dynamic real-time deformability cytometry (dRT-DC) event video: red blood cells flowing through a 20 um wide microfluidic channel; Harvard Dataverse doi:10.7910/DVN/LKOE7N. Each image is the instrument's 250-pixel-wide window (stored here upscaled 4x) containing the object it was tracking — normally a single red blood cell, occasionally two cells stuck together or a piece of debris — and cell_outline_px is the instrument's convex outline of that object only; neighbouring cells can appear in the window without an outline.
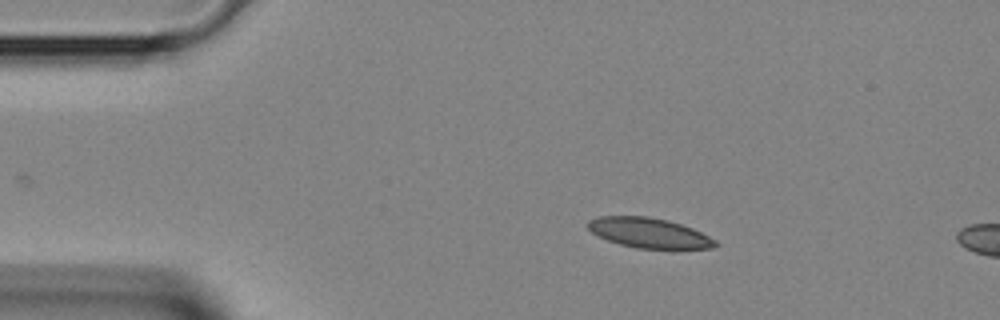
{"species": "Egyptian fruit bat (a non-hibernating species)", "species_latin": "Rousettus aegyptiacus", "temperature_condition": "room temperature", "stored_images_in_passage": 2, "camera_frame_rate_fps": 3000, "um_per_image_px": 0.085, "animal": {"sex": "female"}, "frame": {"image": 1, "passage_image": 1, "time_ms": 0.0, "image_size_px": [1000, 320], "cell_outline_px": [[720, 244], [716, 248], [636, 248], [620, 244], [608, 240], [592, 232], [588, 228], [588, 220], [600, 216], [648, 216], [668, 220], [692, 228], [716, 240]], "centroid_in_image_um": [55.19, 19.79], "position_along_channel_um": 29.8, "area_um2": 22.08}}